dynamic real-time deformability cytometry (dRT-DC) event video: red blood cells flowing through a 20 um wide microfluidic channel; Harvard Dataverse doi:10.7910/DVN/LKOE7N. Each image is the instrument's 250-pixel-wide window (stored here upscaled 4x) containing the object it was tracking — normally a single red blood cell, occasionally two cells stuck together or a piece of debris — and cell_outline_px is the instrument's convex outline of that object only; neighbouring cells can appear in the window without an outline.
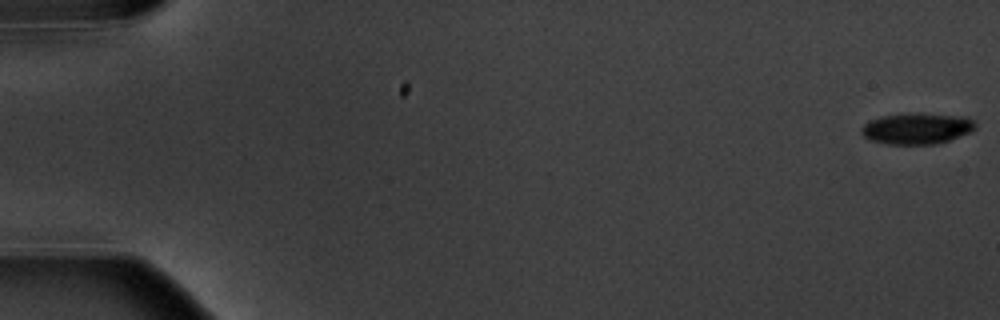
{"species": "common noctule bat (a hibernating species)", "species_latin": "Nyctalus noctula", "temperature_condition": "warm", "stored_images_in_passage": 7, "camera_frame_rate_fps": 3000, "um_per_image_px": 0.085, "animal": {"sex": "male", "body_mass_g": 20.1, "forearm_length_mm": 53.5}, "frame": {"image": 1, "passage_image": 1, "time_ms": 0.0, "image_size_px": [1000, 320], "cell_outline_px": [[976, 128], [972, 132], [936, 144], [888, 144], [868, 140], [860, 132], [860, 128], [868, 120], [880, 116], [912, 112], [968, 116], [976, 120]], "centroid_in_image_um": [77.95, 10.9], "position_along_channel_um": 7.1, "area_um2": 21.27}}
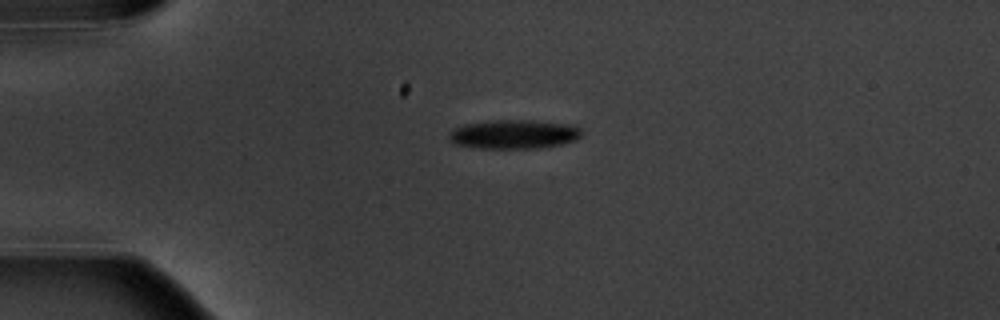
{"frame": {"image": 2, "passage_image": 5, "time_ms": 4.667, "image_size_px": [1000, 320], "cell_outline_px": [[580, 136], [576, 140], [544, 148], [476, 148], [452, 144], [448, 140], [448, 136], [452, 128], [464, 124], [496, 120], [532, 120], [572, 124], [580, 128]], "centroid_in_image_um": [43.64, 11.41], "position_along_channel_um": 41.4, "area_um2": 22.72}}